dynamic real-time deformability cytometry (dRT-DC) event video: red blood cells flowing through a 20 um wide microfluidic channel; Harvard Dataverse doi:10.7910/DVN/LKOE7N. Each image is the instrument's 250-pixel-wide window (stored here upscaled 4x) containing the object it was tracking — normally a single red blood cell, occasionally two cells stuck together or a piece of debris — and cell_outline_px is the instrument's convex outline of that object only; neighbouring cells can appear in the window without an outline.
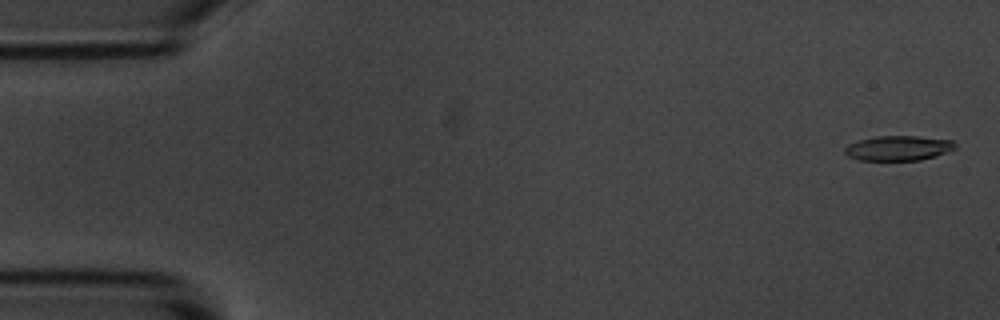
{"species": "common noctule bat (a hibernating species)", "species_latin": "Nyctalus noctula", "temperature_condition": "room temperature", "stored_images_in_passage": 55, "camera_frame_rate_fps": 3000, "um_per_image_px": 0.085, "animal": {"sex": "male", "body_mass_g": 20.1, "forearm_length_mm": 53.5}, "frame": {"image": 1, "passage_image": 2, "time_ms": 0.333, "image_size_px": [1000, 320], "cell_outline_px": [[956, 148], [948, 152], [920, 160], [860, 160], [848, 156], [844, 152], [844, 148], [848, 144], [860, 140], [876, 136], [920, 136], [952, 140], [956, 144]], "centroid_in_image_um": [76.37, 12.58], "position_along_channel_um": 8.6, "area_um2": 16.01}}
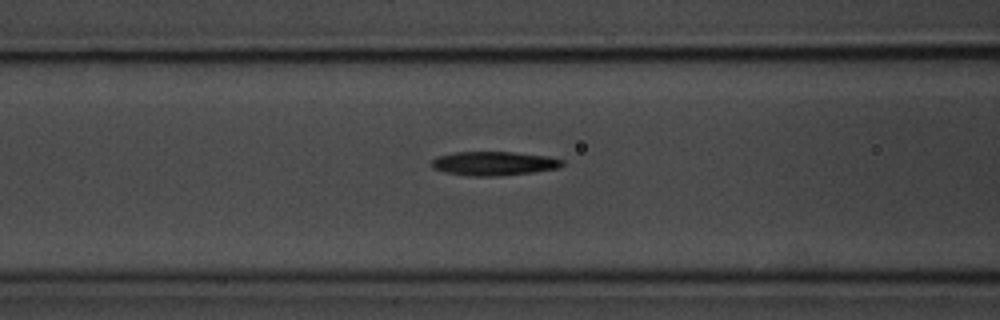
{"frame": {"image": 2, "passage_image": 22, "time_ms": 7.0, "image_size_px": [1000, 320], "cell_outline_px": [[564, 164], [560, 168], [532, 172], [496, 176], [472, 176], [444, 172], [432, 168], [432, 160], [436, 156], [452, 152], [512, 152], [548, 156], [564, 160]], "centroid_in_image_um": [41.97, 13.89], "position_along_channel_um": 124.6, "area_um2": 18.32}}
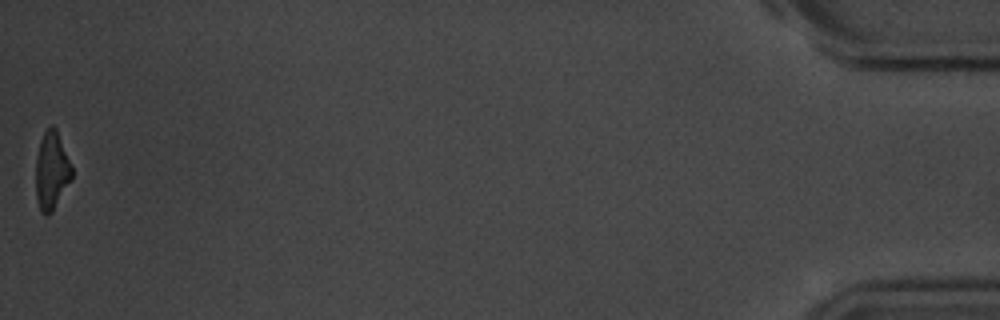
{"frame": {"image": 3, "passage_image": 55, "time_ms": 18.0, "image_size_px": [1000, 320], "cell_outline_px": [[72, 180], [52, 212], [48, 216], [44, 216], [40, 212], [36, 200], [36, 156], [40, 140], [44, 132], [52, 124], [56, 128], [72, 168]], "centroid_in_image_um": [4.37, 14.56], "position_along_channel_um": 430.8, "area_um2": 16.53}, "authors_computed_cell_mechanics": {"area_um2": 17.6868, "velocity_mm_per_s": 3.6784, "shape_relaxation_time_tau1_ms": 2.7058, "shape_relaxation_time_tau2_ms": 4.6668, "deformation_change_tau1": 0.1612, "deformation_change_tau2": 0.1687}}